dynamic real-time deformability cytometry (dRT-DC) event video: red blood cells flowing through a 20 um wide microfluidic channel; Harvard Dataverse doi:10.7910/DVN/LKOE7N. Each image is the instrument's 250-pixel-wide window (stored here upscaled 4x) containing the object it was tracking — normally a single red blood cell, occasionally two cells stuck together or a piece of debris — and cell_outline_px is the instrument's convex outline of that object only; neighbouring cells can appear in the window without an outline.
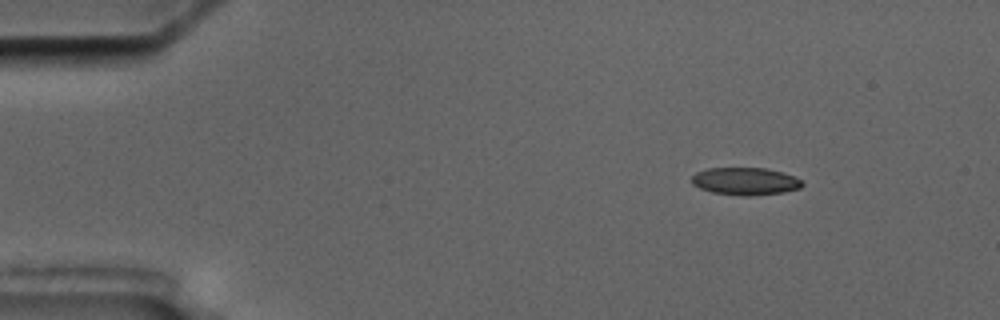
{"species": "common noctule bat (a hibernating species)", "species_latin": "Nyctalus noctula", "temperature_condition": "cold", "stored_images_in_passage": 9, "camera_frame_rate_fps": 3000, "um_per_image_px": 0.085, "animal": {"sex": "male", "body_mass_g": 17.5, "forearm_length_mm": 52.3}, "frame": {"image": 1, "passage_image": 1, "time_ms": 0.0, "image_size_px": [1000, 320], "cell_outline_px": [[804, 184], [800, 188], [784, 192], [748, 196], [744, 196], [712, 192], [700, 188], [692, 184], [692, 176], [696, 172], [708, 168], [764, 168], [784, 172], [796, 176]], "centroid_in_image_um": [63.37, 15.4], "position_along_channel_um": 21.6, "area_um2": 17.74}}
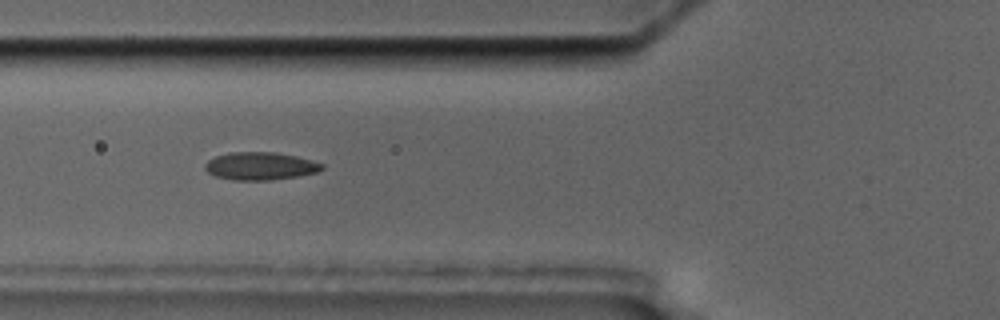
{"frame": {"image": 2, "passage_image": 5, "time_ms": 4.667, "image_size_px": [1000, 320], "cell_outline_px": [[324, 168], [316, 172], [300, 176], [272, 180], [232, 180], [216, 176], [208, 172], [204, 168], [204, 164], [208, 160], [216, 156], [228, 152], [276, 152], [296, 156], [312, 160], [324, 164]], "centroid_in_image_um": [22.13, 14.11], "position_along_channel_um": 103.7, "area_um2": 19.07}}
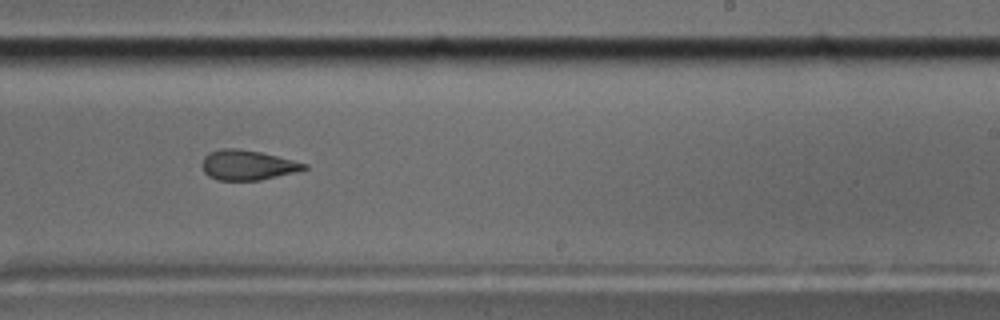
{"frame": {"image": 3, "passage_image": 9, "time_ms": 9.333, "image_size_px": [1000, 320], "cell_outline_px": [[308, 168], [260, 180], [220, 180], [208, 176], [204, 172], [200, 164], [204, 156], [208, 152], [220, 148], [236, 148], [260, 152], [308, 164]], "centroid_in_image_um": [20.96, 14.02], "position_along_channel_um": 268.0, "area_um2": 17.69}}